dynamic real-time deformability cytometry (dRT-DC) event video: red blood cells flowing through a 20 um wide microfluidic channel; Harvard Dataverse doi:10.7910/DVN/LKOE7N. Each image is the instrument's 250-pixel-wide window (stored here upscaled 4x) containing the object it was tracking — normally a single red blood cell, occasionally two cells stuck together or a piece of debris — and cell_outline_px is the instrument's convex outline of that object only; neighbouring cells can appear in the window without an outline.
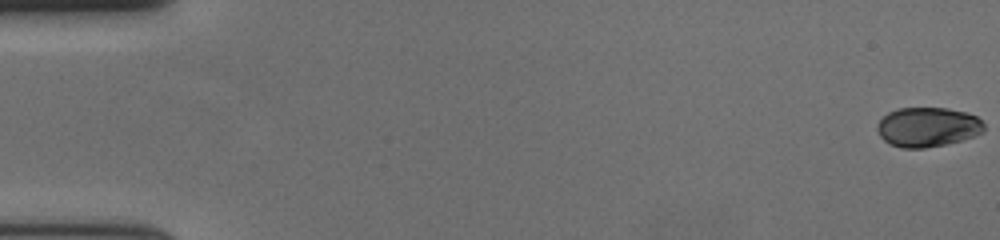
{"species": "human", "species_latin": "Homo sapiens", "temperature_condition": "cold", "stored_images_in_passage": 58, "camera_frame_rate_fps": 3000, "um_per_image_px": 0.085, "donor": {"sex": "female"}, "frame": {"image": 1, "passage_image": 1, "time_ms": 0.0, "image_size_px": [1000, 240], "cell_outline_px": [[984, 132], [960, 140], [944, 144], [924, 148], [900, 148], [888, 144], [880, 136], [876, 128], [876, 124], [888, 112], [896, 108], [948, 108], [964, 112], [976, 116], [984, 124]], "centroid_in_image_um": [78.8, 10.8], "position_along_channel_um": 6.2, "area_um2": 24.62}}
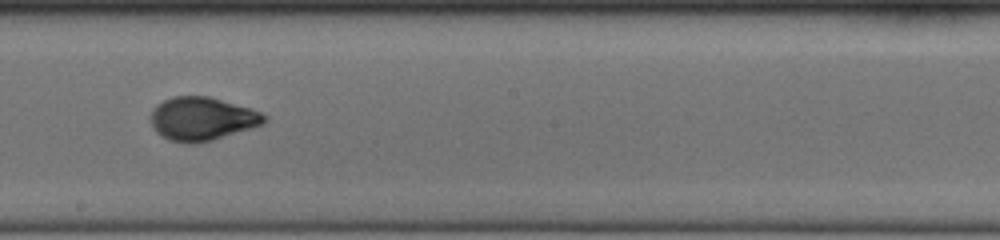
{"frame": {"image": 2, "passage_image": 34, "time_ms": 11.0, "image_size_px": [1000, 240], "cell_outline_px": [[268, 120], [264, 124], [212, 140], [196, 144], [188, 144], [168, 140], [160, 136], [156, 132], [152, 124], [152, 108], [156, 104], [172, 96], [208, 96], [252, 108], [268, 116]], "centroid_in_image_um": [17.18, 10.1], "position_along_channel_um": 231.0, "area_um2": 28.96}}
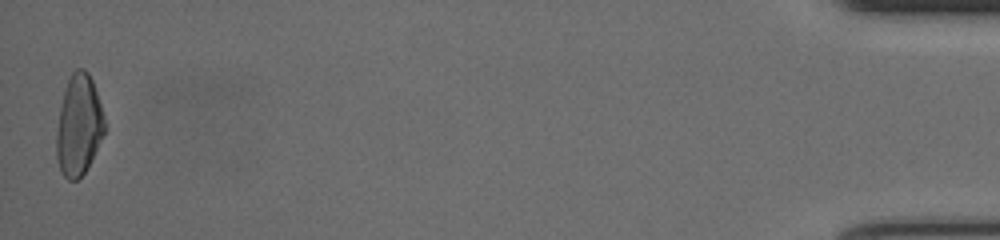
{"frame": {"image": 3, "passage_image": 58, "time_ms": 19.0, "image_size_px": [1000, 240], "cell_outline_px": [[104, 132], [84, 172], [76, 180], [68, 180], [60, 172], [56, 156], [56, 136], [60, 108], [64, 88], [72, 72], [76, 68], [84, 68], [88, 72], [92, 80], [104, 116]], "centroid_in_image_um": [6.66, 10.62], "position_along_channel_um": 428.5, "area_um2": 27.8}, "authors_computed_cell_mechanics": {"area_um2": 27.2238, "velocity_mm_per_s": 3.6607, "shape_relaxation_time_tau1_ms": 4.8644, "shape_relaxation_time_tau2_ms": 0.6728, "deformation_change_tau1": 0.1887, "deformation_change_tau2": 0.0464}}